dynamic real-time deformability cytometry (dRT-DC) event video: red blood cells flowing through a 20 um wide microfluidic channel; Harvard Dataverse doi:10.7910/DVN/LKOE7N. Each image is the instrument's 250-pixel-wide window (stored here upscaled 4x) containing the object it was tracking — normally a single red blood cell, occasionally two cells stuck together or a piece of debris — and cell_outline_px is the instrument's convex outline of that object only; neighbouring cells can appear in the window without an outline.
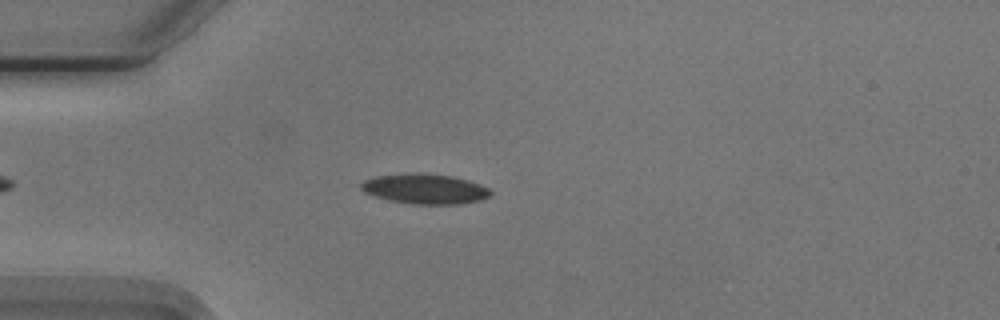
{"species": "Egyptian fruit bat (a non-hibernating species)", "species_latin": "Rousettus aegyptiacus", "temperature_condition": "cold", "stored_images_in_passage": 49, "camera_frame_rate_fps": 3000, "um_per_image_px": 0.085, "animal": {"sex": "male"}, "frame": {"image": 1, "passage_image": 9, "time_ms": 2.667, "image_size_px": [1000, 320], "cell_outline_px": [[492, 192], [488, 196], [480, 200], [460, 204], [412, 204], [388, 200], [364, 192], [360, 188], [360, 184], [364, 180], [376, 176], [420, 172], [452, 176], [468, 180], [480, 184], [488, 188]], "centroid_in_image_um": [36.11, 16.05], "position_along_channel_um": 48.9, "area_um2": 22.66}}
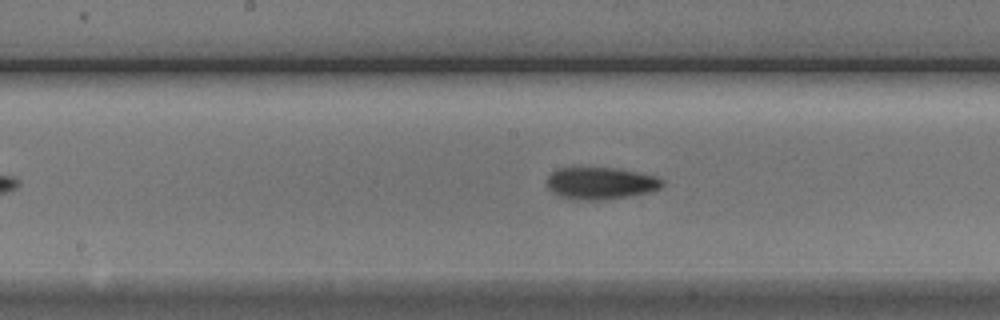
{"frame": {"image": 2, "passage_image": 22, "time_ms": 7.0, "image_size_px": [1000, 320], "cell_outline_px": [[664, 184], [660, 188], [652, 192], [604, 200], [572, 200], [560, 196], [552, 192], [544, 184], [548, 176], [556, 168], [616, 168], [656, 176], [664, 180]], "centroid_in_image_um": [51.03, 15.59], "position_along_channel_um": 197.2, "area_um2": 21.85}}
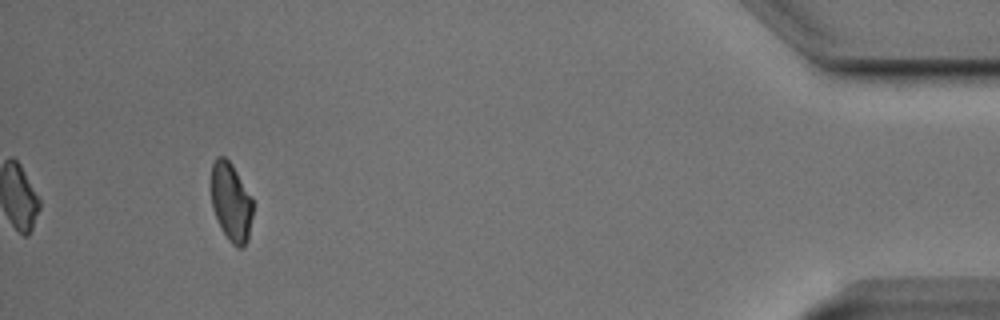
{"frame": {"image": 3, "passage_image": 45, "time_ms": 14.667, "image_size_px": [1000, 320], "cell_outline_px": [[252, 216], [248, 240], [240, 248], [236, 248], [228, 240], [212, 208], [212, 164], [216, 156], [224, 156], [232, 164], [252, 196]], "centroid_in_image_um": [19.65, 17.16], "position_along_channel_um": 415.5, "area_um2": 18.96}, "authors_computed_cell_mechanics": {"area_um2": 21.2126, "velocity_mm_per_s": 3.7385, "shape_relaxation_time_tau1_ms": 3.2006, "shape_relaxation_time_tau2_ms": 2.527, "deformation_change_tau1": 0.0852, "deformation_change_tau2": 0.0802}}